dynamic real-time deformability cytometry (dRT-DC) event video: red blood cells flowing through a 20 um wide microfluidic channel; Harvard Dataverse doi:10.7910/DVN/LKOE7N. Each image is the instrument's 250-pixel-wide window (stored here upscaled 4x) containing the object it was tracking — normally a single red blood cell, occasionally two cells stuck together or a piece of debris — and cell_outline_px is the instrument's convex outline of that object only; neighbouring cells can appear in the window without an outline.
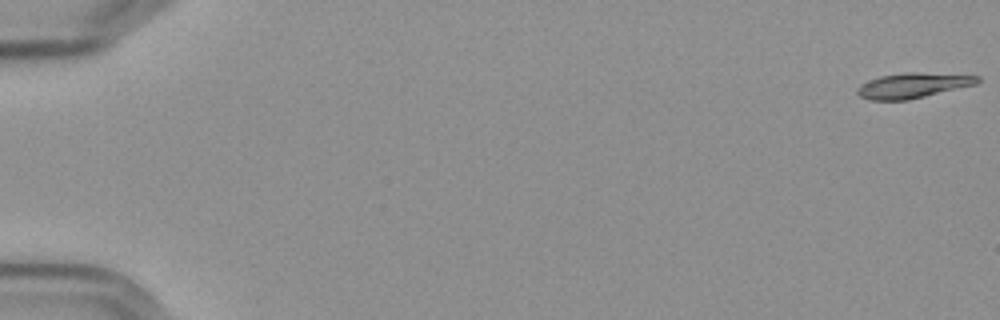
{"species": "Egyptian fruit bat (a non-hibernating species)", "species_latin": "Rousettus aegyptiacus", "temperature_condition": "cold", "stored_images_in_passage": 8, "camera_frame_rate_fps": 3000, "um_per_image_px": 0.085, "frame": {"image": 1, "passage_image": 1, "time_ms": 0.0, "image_size_px": [1000, 320], "cell_outline_px": [[980, 80], [976, 84], [908, 100], [868, 100], [860, 96], [856, 92], [856, 88], [860, 84], [868, 80], [880, 76], [904, 72], [916, 72], [980, 76]], "centroid_in_image_um": [77.54, 7.26], "position_along_channel_um": 7.5, "area_um2": 17.57}}